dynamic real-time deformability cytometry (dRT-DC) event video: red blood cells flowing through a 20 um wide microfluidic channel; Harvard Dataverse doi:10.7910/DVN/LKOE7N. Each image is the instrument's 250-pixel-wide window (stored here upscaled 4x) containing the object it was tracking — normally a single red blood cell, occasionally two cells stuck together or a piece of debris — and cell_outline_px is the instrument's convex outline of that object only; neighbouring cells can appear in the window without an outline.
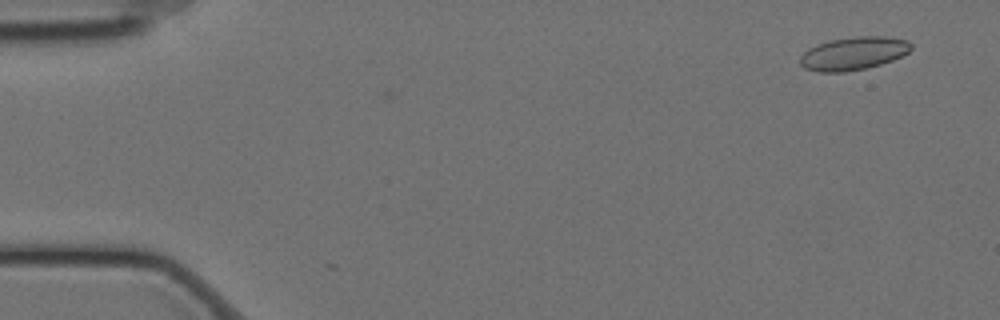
{"species": "Egyptian fruit bat (a non-hibernating species)", "species_latin": "Rousettus aegyptiacus", "temperature_condition": "cold", "stored_images_in_passage": 4, "camera_frame_rate_fps": 3000, "um_per_image_px": 0.085, "animal": {"sex": "female"}, "frame": {"image": 1, "passage_image": 4, "time_ms": 1.0, "image_size_px": [1000, 320], "cell_outline_px": [[912, 48], [908, 52], [892, 60], [880, 64], [864, 68], [844, 72], [820, 72], [804, 68], [800, 64], [800, 56], [808, 48], [816, 44], [828, 40], [856, 36], [884, 36], [908, 40], [912, 44]], "centroid_in_image_um": [72.52, 4.53], "position_along_channel_um": 12.5, "area_um2": 21.44}}